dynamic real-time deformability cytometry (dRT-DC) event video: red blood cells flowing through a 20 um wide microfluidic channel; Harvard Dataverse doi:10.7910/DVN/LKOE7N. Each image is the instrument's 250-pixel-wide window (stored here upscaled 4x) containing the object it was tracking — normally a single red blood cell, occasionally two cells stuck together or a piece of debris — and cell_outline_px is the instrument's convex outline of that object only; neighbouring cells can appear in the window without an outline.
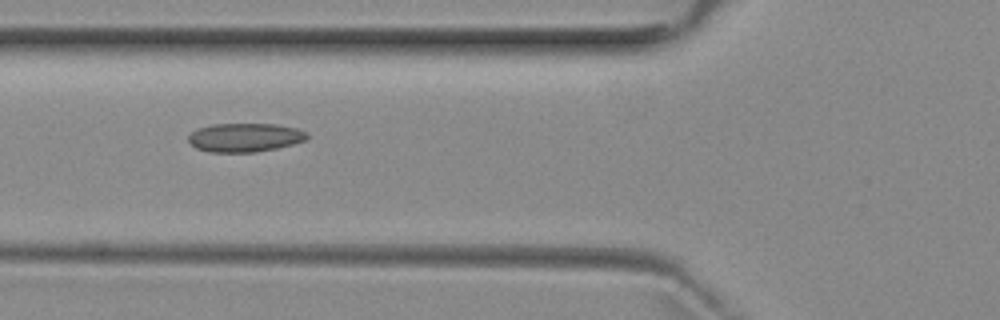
{"species": "common noctule bat (a hibernating species)", "species_latin": "Nyctalus noctula", "temperature_condition": "room temperature", "stored_images_in_passage": 7, "camera_frame_rate_fps": 3000, "um_per_image_px": 0.085, "animal": {"sex": "female", "body_mass_g": 29.2, "forearm_length_mm": 56.3}, "frame": {"image": 1, "passage_image": 5, "time_ms": 5.667, "image_size_px": [1000, 320], "cell_outline_px": [[308, 136], [304, 140], [292, 144], [276, 148], [256, 152], [208, 152], [196, 148], [188, 140], [188, 136], [196, 128], [212, 124], [276, 124], [296, 128], [308, 132]], "centroid_in_image_um": [20.79, 11.68], "position_along_channel_um": 105.0, "area_um2": 19.88}}
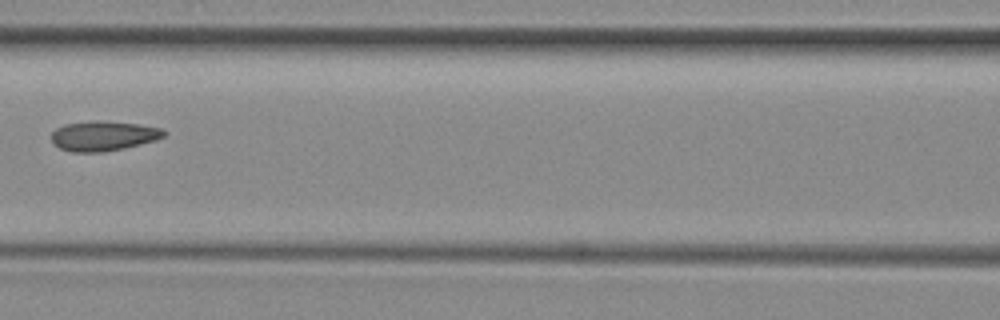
{"frame": {"image": 2, "passage_image": 6, "time_ms": 7.0, "image_size_px": [1000, 320], "cell_outline_px": [[164, 136], [156, 140], [124, 148], [104, 152], [72, 152], [60, 148], [52, 140], [52, 132], [56, 128], [64, 124], [96, 120], [104, 120], [140, 124], [164, 128]], "centroid_in_image_um": [8.8, 11.54], "position_along_channel_um": 157.8, "area_um2": 19.65}}
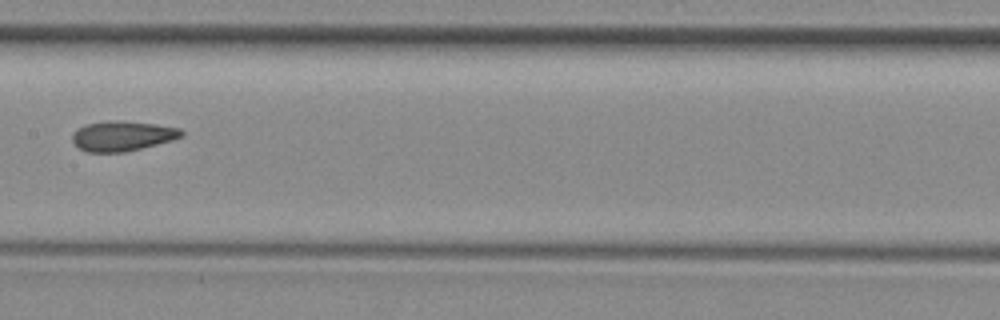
{"frame": {"image": 3, "passage_image": 7, "time_ms": 8.0, "image_size_px": [1000, 320], "cell_outline_px": [[184, 136], [172, 140], [124, 152], [88, 152], [80, 148], [72, 140], [72, 132], [76, 128], [88, 124], [108, 120], [120, 120], [156, 124], [180, 128], [184, 132]], "centroid_in_image_um": [10.4, 11.54], "position_along_channel_um": 197.0, "area_um2": 19.07}}